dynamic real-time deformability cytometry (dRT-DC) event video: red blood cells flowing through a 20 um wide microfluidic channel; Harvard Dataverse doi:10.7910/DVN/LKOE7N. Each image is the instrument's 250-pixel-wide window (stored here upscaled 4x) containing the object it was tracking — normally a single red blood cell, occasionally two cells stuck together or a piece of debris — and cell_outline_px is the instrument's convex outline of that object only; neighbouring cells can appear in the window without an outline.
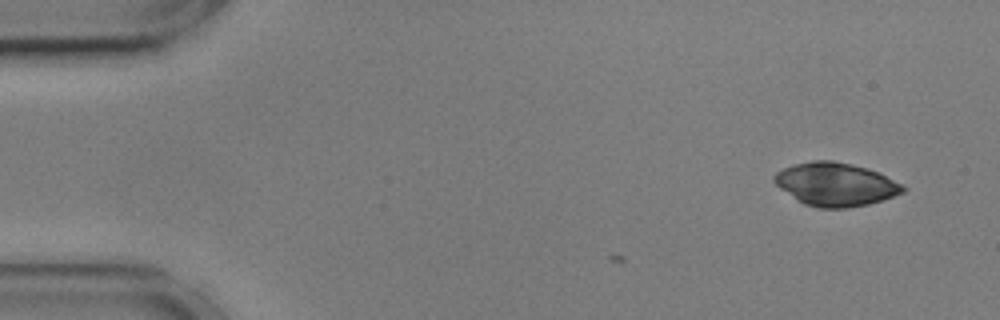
{"species": "common noctule bat (a hibernating species)", "species_latin": "Nyctalus noctula", "temperature_condition": "cold", "stored_images_in_passage": 6, "camera_frame_rate_fps": 3000, "um_per_image_px": 0.085, "animal": {"sex": "male", "body_mass_g": 17.9, "forearm_length_mm": 54.2}, "frame": {"image": 1, "passage_image": 6, "time_ms": 1.667, "image_size_px": [1000, 320], "cell_outline_px": [[908, 188], [904, 192], [868, 204], [848, 208], [816, 208], [804, 204], [796, 200], [780, 188], [772, 180], [772, 176], [776, 172], [784, 168], [796, 164], [812, 160], [832, 160], [852, 164], [868, 168], [904, 184]], "centroid_in_image_um": [71.02, 15.67], "position_along_channel_um": 14.0, "area_um2": 32.6}}